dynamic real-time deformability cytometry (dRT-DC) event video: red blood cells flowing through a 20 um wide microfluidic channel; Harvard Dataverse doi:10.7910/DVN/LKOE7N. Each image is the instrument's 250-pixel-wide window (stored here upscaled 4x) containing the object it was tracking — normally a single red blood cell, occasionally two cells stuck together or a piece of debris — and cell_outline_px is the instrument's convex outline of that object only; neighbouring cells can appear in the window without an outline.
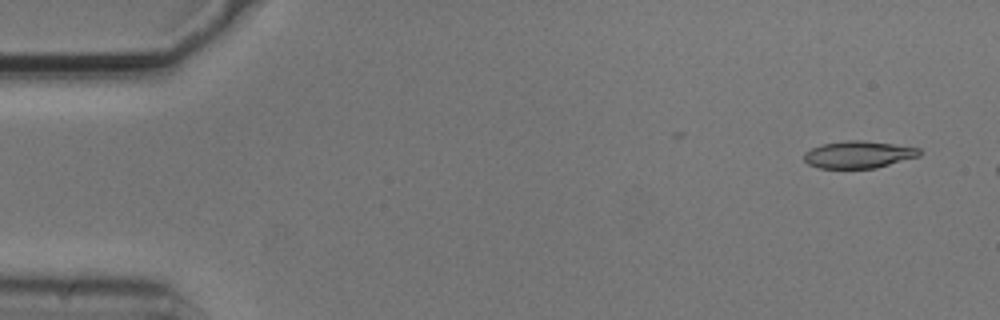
{"species": "common noctule bat (a hibernating species)", "species_latin": "Nyctalus noctula", "temperature_condition": "cold", "stored_images_in_passage": 3, "camera_frame_rate_fps": 3000, "um_per_image_px": 0.085, "animal": {"sex": "male", "body_mass_g": 20.5, "forearm_length_mm": 52.5}, "frame": {"image": 1, "passage_image": 1, "time_ms": 0.0, "image_size_px": [1000, 320], "cell_outline_px": [[920, 156], [876, 168], [820, 168], [808, 164], [804, 160], [804, 152], [812, 148], [824, 144], [848, 140], [860, 140], [892, 144], [920, 148]], "centroid_in_image_um": [72.97, 13.14], "position_along_channel_um": 12.0, "area_um2": 18.09}}